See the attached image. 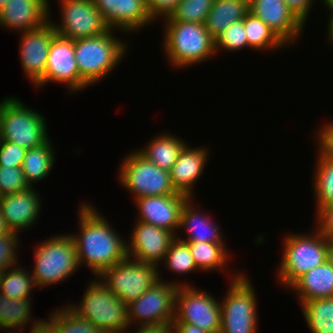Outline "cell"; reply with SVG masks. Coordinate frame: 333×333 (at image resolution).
Instances as JSON below:
<instances>
[{"instance_id": "cell-43", "label": "cell", "mask_w": 333, "mask_h": 333, "mask_svg": "<svg viewBox=\"0 0 333 333\" xmlns=\"http://www.w3.org/2000/svg\"><path fill=\"white\" fill-rule=\"evenodd\" d=\"M317 130L315 134L317 146L333 159V121L330 120Z\"/></svg>"}, {"instance_id": "cell-11", "label": "cell", "mask_w": 333, "mask_h": 333, "mask_svg": "<svg viewBox=\"0 0 333 333\" xmlns=\"http://www.w3.org/2000/svg\"><path fill=\"white\" fill-rule=\"evenodd\" d=\"M160 267L126 257L106 269L99 278L126 305L159 280Z\"/></svg>"}, {"instance_id": "cell-25", "label": "cell", "mask_w": 333, "mask_h": 333, "mask_svg": "<svg viewBox=\"0 0 333 333\" xmlns=\"http://www.w3.org/2000/svg\"><path fill=\"white\" fill-rule=\"evenodd\" d=\"M166 131L156 134L143 148L136 150L158 167L170 171L187 144L180 136ZM181 138V139H180Z\"/></svg>"}, {"instance_id": "cell-14", "label": "cell", "mask_w": 333, "mask_h": 333, "mask_svg": "<svg viewBox=\"0 0 333 333\" xmlns=\"http://www.w3.org/2000/svg\"><path fill=\"white\" fill-rule=\"evenodd\" d=\"M50 82L65 85L70 94L90 87L79 75L74 41L57 34L51 41L44 77L34 87Z\"/></svg>"}, {"instance_id": "cell-50", "label": "cell", "mask_w": 333, "mask_h": 333, "mask_svg": "<svg viewBox=\"0 0 333 333\" xmlns=\"http://www.w3.org/2000/svg\"><path fill=\"white\" fill-rule=\"evenodd\" d=\"M328 261L333 264V238L327 239Z\"/></svg>"}, {"instance_id": "cell-4", "label": "cell", "mask_w": 333, "mask_h": 333, "mask_svg": "<svg viewBox=\"0 0 333 333\" xmlns=\"http://www.w3.org/2000/svg\"><path fill=\"white\" fill-rule=\"evenodd\" d=\"M313 229V233L288 232L289 234L283 237L285 239H282L283 253L276 269V278L285 289L299 277L328 260L327 238L315 227Z\"/></svg>"}, {"instance_id": "cell-37", "label": "cell", "mask_w": 333, "mask_h": 333, "mask_svg": "<svg viewBox=\"0 0 333 333\" xmlns=\"http://www.w3.org/2000/svg\"><path fill=\"white\" fill-rule=\"evenodd\" d=\"M246 48L247 36L243 19L227 26L218 38L215 39L216 53L222 49L233 53V51L237 52Z\"/></svg>"}, {"instance_id": "cell-30", "label": "cell", "mask_w": 333, "mask_h": 333, "mask_svg": "<svg viewBox=\"0 0 333 333\" xmlns=\"http://www.w3.org/2000/svg\"><path fill=\"white\" fill-rule=\"evenodd\" d=\"M243 21L247 36V48H251L249 50H257L258 52H266V50L269 52L271 50L276 52L277 50L282 51L283 48L287 49V45L276 33L250 11L246 14Z\"/></svg>"}, {"instance_id": "cell-32", "label": "cell", "mask_w": 333, "mask_h": 333, "mask_svg": "<svg viewBox=\"0 0 333 333\" xmlns=\"http://www.w3.org/2000/svg\"><path fill=\"white\" fill-rule=\"evenodd\" d=\"M18 265L8 267L0 273V293L13 299L32 298L31 291L37 288L33 276L28 268Z\"/></svg>"}, {"instance_id": "cell-13", "label": "cell", "mask_w": 333, "mask_h": 333, "mask_svg": "<svg viewBox=\"0 0 333 333\" xmlns=\"http://www.w3.org/2000/svg\"><path fill=\"white\" fill-rule=\"evenodd\" d=\"M58 2L61 20L55 23L49 13V20L57 35L75 41L98 36L109 29L93 0H58Z\"/></svg>"}, {"instance_id": "cell-15", "label": "cell", "mask_w": 333, "mask_h": 333, "mask_svg": "<svg viewBox=\"0 0 333 333\" xmlns=\"http://www.w3.org/2000/svg\"><path fill=\"white\" fill-rule=\"evenodd\" d=\"M127 240V256L144 263L162 266L172 241L176 238L173 232L152 224L135 221ZM159 265V266H158Z\"/></svg>"}, {"instance_id": "cell-12", "label": "cell", "mask_w": 333, "mask_h": 333, "mask_svg": "<svg viewBox=\"0 0 333 333\" xmlns=\"http://www.w3.org/2000/svg\"><path fill=\"white\" fill-rule=\"evenodd\" d=\"M172 323H187L209 333H220V300L208 291L193 286H179L175 297V317Z\"/></svg>"}, {"instance_id": "cell-46", "label": "cell", "mask_w": 333, "mask_h": 333, "mask_svg": "<svg viewBox=\"0 0 333 333\" xmlns=\"http://www.w3.org/2000/svg\"><path fill=\"white\" fill-rule=\"evenodd\" d=\"M134 333H172L171 324L135 325Z\"/></svg>"}, {"instance_id": "cell-36", "label": "cell", "mask_w": 333, "mask_h": 333, "mask_svg": "<svg viewBox=\"0 0 333 333\" xmlns=\"http://www.w3.org/2000/svg\"><path fill=\"white\" fill-rule=\"evenodd\" d=\"M64 306L55 308L58 333H104L75 313L68 303Z\"/></svg>"}, {"instance_id": "cell-35", "label": "cell", "mask_w": 333, "mask_h": 333, "mask_svg": "<svg viewBox=\"0 0 333 333\" xmlns=\"http://www.w3.org/2000/svg\"><path fill=\"white\" fill-rule=\"evenodd\" d=\"M215 0H180L175 10L163 21H184L205 24Z\"/></svg>"}, {"instance_id": "cell-17", "label": "cell", "mask_w": 333, "mask_h": 333, "mask_svg": "<svg viewBox=\"0 0 333 333\" xmlns=\"http://www.w3.org/2000/svg\"><path fill=\"white\" fill-rule=\"evenodd\" d=\"M93 3L108 27L124 34L155 24L146 0H93Z\"/></svg>"}, {"instance_id": "cell-3", "label": "cell", "mask_w": 333, "mask_h": 333, "mask_svg": "<svg viewBox=\"0 0 333 333\" xmlns=\"http://www.w3.org/2000/svg\"><path fill=\"white\" fill-rule=\"evenodd\" d=\"M117 29L93 37L74 41L75 58L80 77L91 87L98 84L117 69L128 54V41L118 39Z\"/></svg>"}, {"instance_id": "cell-34", "label": "cell", "mask_w": 333, "mask_h": 333, "mask_svg": "<svg viewBox=\"0 0 333 333\" xmlns=\"http://www.w3.org/2000/svg\"><path fill=\"white\" fill-rule=\"evenodd\" d=\"M162 264L164 267L166 266L169 272L171 271L179 276L181 274V276H184L192 272L195 273V271H200L196 267L188 243L177 237L172 241Z\"/></svg>"}, {"instance_id": "cell-41", "label": "cell", "mask_w": 333, "mask_h": 333, "mask_svg": "<svg viewBox=\"0 0 333 333\" xmlns=\"http://www.w3.org/2000/svg\"><path fill=\"white\" fill-rule=\"evenodd\" d=\"M315 214V228L327 239L333 238V203L321 207Z\"/></svg>"}, {"instance_id": "cell-27", "label": "cell", "mask_w": 333, "mask_h": 333, "mask_svg": "<svg viewBox=\"0 0 333 333\" xmlns=\"http://www.w3.org/2000/svg\"><path fill=\"white\" fill-rule=\"evenodd\" d=\"M249 12V0H215L205 27L216 39L230 24L242 20Z\"/></svg>"}, {"instance_id": "cell-45", "label": "cell", "mask_w": 333, "mask_h": 333, "mask_svg": "<svg viewBox=\"0 0 333 333\" xmlns=\"http://www.w3.org/2000/svg\"><path fill=\"white\" fill-rule=\"evenodd\" d=\"M48 320V321H47ZM30 333H58L56 326V310L51 311L48 319H41L35 321L32 325H29Z\"/></svg>"}, {"instance_id": "cell-20", "label": "cell", "mask_w": 333, "mask_h": 333, "mask_svg": "<svg viewBox=\"0 0 333 333\" xmlns=\"http://www.w3.org/2000/svg\"><path fill=\"white\" fill-rule=\"evenodd\" d=\"M35 189L29 187L24 191L0 196V211L12 232H25L37 224L43 205L40 193Z\"/></svg>"}, {"instance_id": "cell-51", "label": "cell", "mask_w": 333, "mask_h": 333, "mask_svg": "<svg viewBox=\"0 0 333 333\" xmlns=\"http://www.w3.org/2000/svg\"><path fill=\"white\" fill-rule=\"evenodd\" d=\"M8 0H0V10L6 5Z\"/></svg>"}, {"instance_id": "cell-31", "label": "cell", "mask_w": 333, "mask_h": 333, "mask_svg": "<svg viewBox=\"0 0 333 333\" xmlns=\"http://www.w3.org/2000/svg\"><path fill=\"white\" fill-rule=\"evenodd\" d=\"M314 165L312 186L314 189L315 212L325 205L333 203V159L327 156L319 147Z\"/></svg>"}, {"instance_id": "cell-2", "label": "cell", "mask_w": 333, "mask_h": 333, "mask_svg": "<svg viewBox=\"0 0 333 333\" xmlns=\"http://www.w3.org/2000/svg\"><path fill=\"white\" fill-rule=\"evenodd\" d=\"M162 24L165 25L162 50L172 68L188 69L216 55L215 39L205 24L184 21H164Z\"/></svg>"}, {"instance_id": "cell-49", "label": "cell", "mask_w": 333, "mask_h": 333, "mask_svg": "<svg viewBox=\"0 0 333 333\" xmlns=\"http://www.w3.org/2000/svg\"><path fill=\"white\" fill-rule=\"evenodd\" d=\"M12 233L13 232L11 231L9 226L7 225V222H6L5 218L2 215V212L0 211V237L5 236V235H10Z\"/></svg>"}, {"instance_id": "cell-42", "label": "cell", "mask_w": 333, "mask_h": 333, "mask_svg": "<svg viewBox=\"0 0 333 333\" xmlns=\"http://www.w3.org/2000/svg\"><path fill=\"white\" fill-rule=\"evenodd\" d=\"M147 7L150 15L156 22L157 19L162 20L166 17H169L172 12L175 10L177 3L180 0H146Z\"/></svg>"}, {"instance_id": "cell-19", "label": "cell", "mask_w": 333, "mask_h": 333, "mask_svg": "<svg viewBox=\"0 0 333 333\" xmlns=\"http://www.w3.org/2000/svg\"><path fill=\"white\" fill-rule=\"evenodd\" d=\"M187 199L183 194L136 198L133 200L138 211L136 221L164 228L177 235L180 213Z\"/></svg>"}, {"instance_id": "cell-7", "label": "cell", "mask_w": 333, "mask_h": 333, "mask_svg": "<svg viewBox=\"0 0 333 333\" xmlns=\"http://www.w3.org/2000/svg\"><path fill=\"white\" fill-rule=\"evenodd\" d=\"M0 101V141H9L25 149L45 144L50 137L45 116L26 106L20 98Z\"/></svg>"}, {"instance_id": "cell-9", "label": "cell", "mask_w": 333, "mask_h": 333, "mask_svg": "<svg viewBox=\"0 0 333 333\" xmlns=\"http://www.w3.org/2000/svg\"><path fill=\"white\" fill-rule=\"evenodd\" d=\"M118 181L131 192L132 199L180 194L172 185L170 171L147 160L136 149L129 152L119 163Z\"/></svg>"}, {"instance_id": "cell-18", "label": "cell", "mask_w": 333, "mask_h": 333, "mask_svg": "<svg viewBox=\"0 0 333 333\" xmlns=\"http://www.w3.org/2000/svg\"><path fill=\"white\" fill-rule=\"evenodd\" d=\"M249 11L261 19L288 47L298 42L300 35L304 34L306 25L288 8L284 0H249Z\"/></svg>"}, {"instance_id": "cell-39", "label": "cell", "mask_w": 333, "mask_h": 333, "mask_svg": "<svg viewBox=\"0 0 333 333\" xmlns=\"http://www.w3.org/2000/svg\"><path fill=\"white\" fill-rule=\"evenodd\" d=\"M17 233L0 237V273L11 266L19 264L18 250L20 249V237Z\"/></svg>"}, {"instance_id": "cell-47", "label": "cell", "mask_w": 333, "mask_h": 333, "mask_svg": "<svg viewBox=\"0 0 333 333\" xmlns=\"http://www.w3.org/2000/svg\"><path fill=\"white\" fill-rule=\"evenodd\" d=\"M172 333H209L198 326L187 323H171Z\"/></svg>"}, {"instance_id": "cell-22", "label": "cell", "mask_w": 333, "mask_h": 333, "mask_svg": "<svg viewBox=\"0 0 333 333\" xmlns=\"http://www.w3.org/2000/svg\"><path fill=\"white\" fill-rule=\"evenodd\" d=\"M186 144L170 170L171 182L177 193L195 198V185L208 164L209 147Z\"/></svg>"}, {"instance_id": "cell-26", "label": "cell", "mask_w": 333, "mask_h": 333, "mask_svg": "<svg viewBox=\"0 0 333 333\" xmlns=\"http://www.w3.org/2000/svg\"><path fill=\"white\" fill-rule=\"evenodd\" d=\"M31 299L7 298L0 293V331L24 333L29 324L38 320L32 318Z\"/></svg>"}, {"instance_id": "cell-38", "label": "cell", "mask_w": 333, "mask_h": 333, "mask_svg": "<svg viewBox=\"0 0 333 333\" xmlns=\"http://www.w3.org/2000/svg\"><path fill=\"white\" fill-rule=\"evenodd\" d=\"M29 187L21 167L0 166V196L24 191Z\"/></svg>"}, {"instance_id": "cell-1", "label": "cell", "mask_w": 333, "mask_h": 333, "mask_svg": "<svg viewBox=\"0 0 333 333\" xmlns=\"http://www.w3.org/2000/svg\"><path fill=\"white\" fill-rule=\"evenodd\" d=\"M79 205V231L70 236L75 244L79 267L85 264L95 277H99L127 257V241L112 228L113 225L95 205L87 201Z\"/></svg>"}, {"instance_id": "cell-24", "label": "cell", "mask_w": 333, "mask_h": 333, "mask_svg": "<svg viewBox=\"0 0 333 333\" xmlns=\"http://www.w3.org/2000/svg\"><path fill=\"white\" fill-rule=\"evenodd\" d=\"M287 290L299 301L333 297V264L328 260L299 277Z\"/></svg>"}, {"instance_id": "cell-5", "label": "cell", "mask_w": 333, "mask_h": 333, "mask_svg": "<svg viewBox=\"0 0 333 333\" xmlns=\"http://www.w3.org/2000/svg\"><path fill=\"white\" fill-rule=\"evenodd\" d=\"M90 281L79 304L68 306L104 333H128L127 305L99 277Z\"/></svg>"}, {"instance_id": "cell-16", "label": "cell", "mask_w": 333, "mask_h": 333, "mask_svg": "<svg viewBox=\"0 0 333 333\" xmlns=\"http://www.w3.org/2000/svg\"><path fill=\"white\" fill-rule=\"evenodd\" d=\"M19 55L25 77L35 86L45 74L48 52L56 30L50 20L40 28L19 32Z\"/></svg>"}, {"instance_id": "cell-48", "label": "cell", "mask_w": 333, "mask_h": 333, "mask_svg": "<svg viewBox=\"0 0 333 333\" xmlns=\"http://www.w3.org/2000/svg\"><path fill=\"white\" fill-rule=\"evenodd\" d=\"M327 11H329V20H328V25H327V41L328 43L330 42L331 45L333 46V9L332 8H327Z\"/></svg>"}, {"instance_id": "cell-29", "label": "cell", "mask_w": 333, "mask_h": 333, "mask_svg": "<svg viewBox=\"0 0 333 333\" xmlns=\"http://www.w3.org/2000/svg\"><path fill=\"white\" fill-rule=\"evenodd\" d=\"M196 267L202 272L228 271L231 252L226 243L187 242ZM230 254V255H229ZM227 268V269H226Z\"/></svg>"}, {"instance_id": "cell-33", "label": "cell", "mask_w": 333, "mask_h": 333, "mask_svg": "<svg viewBox=\"0 0 333 333\" xmlns=\"http://www.w3.org/2000/svg\"><path fill=\"white\" fill-rule=\"evenodd\" d=\"M299 306L311 333H333V297L304 301Z\"/></svg>"}, {"instance_id": "cell-28", "label": "cell", "mask_w": 333, "mask_h": 333, "mask_svg": "<svg viewBox=\"0 0 333 333\" xmlns=\"http://www.w3.org/2000/svg\"><path fill=\"white\" fill-rule=\"evenodd\" d=\"M51 141L49 139L45 144L26 151L21 169L30 187H34L35 183L47 178L54 168L57 154L54 152Z\"/></svg>"}, {"instance_id": "cell-10", "label": "cell", "mask_w": 333, "mask_h": 333, "mask_svg": "<svg viewBox=\"0 0 333 333\" xmlns=\"http://www.w3.org/2000/svg\"><path fill=\"white\" fill-rule=\"evenodd\" d=\"M159 271V280L135 301L127 305L129 327L140 325L171 324L175 317V297L179 286L192 283L167 281Z\"/></svg>"}, {"instance_id": "cell-52", "label": "cell", "mask_w": 333, "mask_h": 333, "mask_svg": "<svg viewBox=\"0 0 333 333\" xmlns=\"http://www.w3.org/2000/svg\"><path fill=\"white\" fill-rule=\"evenodd\" d=\"M326 8H332L333 9V0H331L326 6H325V9Z\"/></svg>"}, {"instance_id": "cell-23", "label": "cell", "mask_w": 333, "mask_h": 333, "mask_svg": "<svg viewBox=\"0 0 333 333\" xmlns=\"http://www.w3.org/2000/svg\"><path fill=\"white\" fill-rule=\"evenodd\" d=\"M194 199L188 198L180 213L179 232L180 229L184 230L186 238L178 234L176 237L185 242L226 243L218 223L214 222L207 212L205 214L204 210H200Z\"/></svg>"}, {"instance_id": "cell-8", "label": "cell", "mask_w": 333, "mask_h": 333, "mask_svg": "<svg viewBox=\"0 0 333 333\" xmlns=\"http://www.w3.org/2000/svg\"><path fill=\"white\" fill-rule=\"evenodd\" d=\"M245 271H234L225 296L220 300V333H257V294ZM231 280V281H230Z\"/></svg>"}, {"instance_id": "cell-21", "label": "cell", "mask_w": 333, "mask_h": 333, "mask_svg": "<svg viewBox=\"0 0 333 333\" xmlns=\"http://www.w3.org/2000/svg\"><path fill=\"white\" fill-rule=\"evenodd\" d=\"M49 4V0H8L0 10V27L18 33L40 28L49 21Z\"/></svg>"}, {"instance_id": "cell-6", "label": "cell", "mask_w": 333, "mask_h": 333, "mask_svg": "<svg viewBox=\"0 0 333 333\" xmlns=\"http://www.w3.org/2000/svg\"><path fill=\"white\" fill-rule=\"evenodd\" d=\"M35 247L30 272L37 289L67 281L80 268L70 233L48 237Z\"/></svg>"}, {"instance_id": "cell-44", "label": "cell", "mask_w": 333, "mask_h": 333, "mask_svg": "<svg viewBox=\"0 0 333 333\" xmlns=\"http://www.w3.org/2000/svg\"><path fill=\"white\" fill-rule=\"evenodd\" d=\"M288 8L297 16V18L305 25L308 16L312 10L315 0H284Z\"/></svg>"}, {"instance_id": "cell-53", "label": "cell", "mask_w": 333, "mask_h": 333, "mask_svg": "<svg viewBox=\"0 0 333 333\" xmlns=\"http://www.w3.org/2000/svg\"><path fill=\"white\" fill-rule=\"evenodd\" d=\"M331 0H322V3L324 4L323 6L325 7ZM321 2V0H320Z\"/></svg>"}, {"instance_id": "cell-40", "label": "cell", "mask_w": 333, "mask_h": 333, "mask_svg": "<svg viewBox=\"0 0 333 333\" xmlns=\"http://www.w3.org/2000/svg\"><path fill=\"white\" fill-rule=\"evenodd\" d=\"M27 149L9 141H0V166L21 167Z\"/></svg>"}]
</instances>
